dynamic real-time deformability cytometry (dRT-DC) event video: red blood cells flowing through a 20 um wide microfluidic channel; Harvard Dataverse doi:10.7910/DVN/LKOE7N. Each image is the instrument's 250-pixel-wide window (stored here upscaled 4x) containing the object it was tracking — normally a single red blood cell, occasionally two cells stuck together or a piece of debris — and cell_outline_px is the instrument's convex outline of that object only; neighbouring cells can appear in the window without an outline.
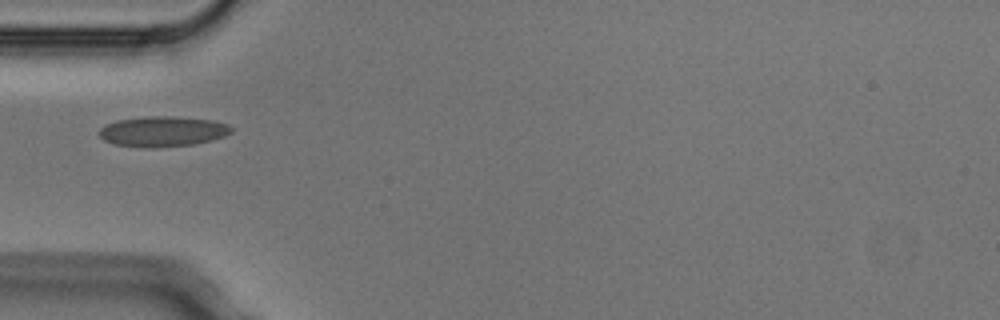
{"species": "Egyptian fruit bat (a non-hibernating species)", "species_latin": "Rousettus aegyptiacus", "temperature_condition": "cold", "stored_images_in_passage": 2, "camera_frame_rate_fps": 3000, "um_per_image_px": 0.085, "animal": {"sex": "male"}, "frame": {"image": 1, "passage_image": 2, "time_ms": 0.333, "image_size_px": [1000, 320], "cell_outline_px": [[232, 132], [224, 136], [212, 140], [192, 144], [156, 148], [144, 148], [116, 144], [104, 140], [100, 136], [100, 128], [104, 124], [116, 120], [144, 116], [168, 116], [212, 120], [228, 124], [232, 128]], "centroid_in_image_um": [13.81, 11.17], "position_along_channel_um": 71.2, "area_um2": 23.41}}